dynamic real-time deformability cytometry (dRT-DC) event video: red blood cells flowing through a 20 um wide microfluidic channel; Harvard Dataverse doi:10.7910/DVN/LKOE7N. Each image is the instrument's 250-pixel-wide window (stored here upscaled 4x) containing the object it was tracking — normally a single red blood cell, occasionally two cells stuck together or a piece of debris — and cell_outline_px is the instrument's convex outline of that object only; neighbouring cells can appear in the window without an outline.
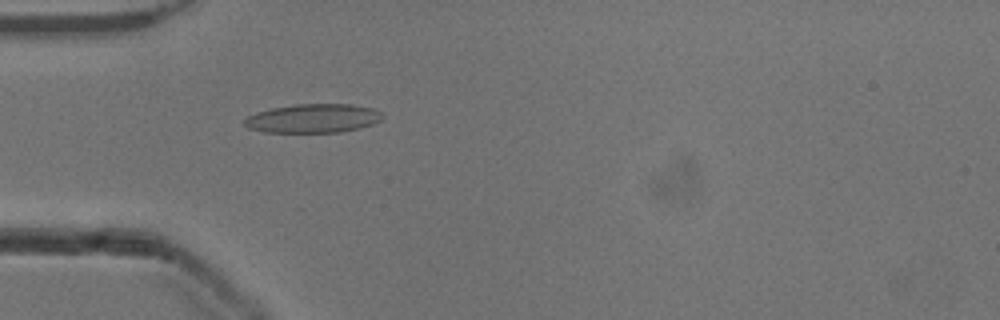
{"species": "common noctule bat (a hibernating species)", "species_latin": "Nyctalus noctula", "temperature_condition": "cold", "stored_images_in_passage": 46, "camera_frame_rate_fps": 3000, "um_per_image_px": 0.085, "animal": {"sex": "male", "body_mass_g": 13.3}, "frame": {"image": 1, "passage_image": 10, "time_ms": 3.0, "image_size_px": [1000, 320], "cell_outline_px": [[384, 116], [380, 120], [372, 124], [360, 128], [340, 132], [264, 132], [248, 128], [244, 124], [244, 120], [248, 116], [256, 112], [272, 108], [296, 104], [352, 104], [376, 108]], "centroid_in_image_um": [26.63, 10.05], "position_along_channel_um": 58.4, "area_um2": 23.29}}
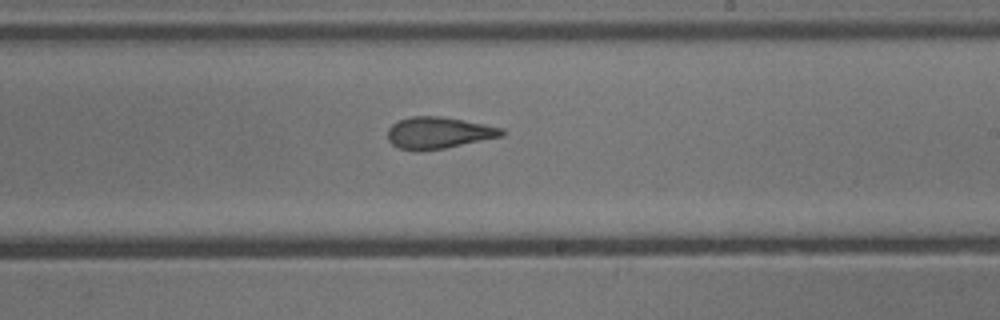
{"frame": {"image": 2, "passage_image": 25, "time_ms": 8.0, "image_size_px": [1000, 320], "cell_outline_px": [[504, 136], [444, 148], [416, 152], [400, 148], [392, 144], [388, 140], [388, 128], [392, 124], [400, 120], [412, 116], [440, 116], [464, 120], [504, 128]], "centroid_in_image_um": [37.27, 11.29], "position_along_channel_um": 251.7, "area_um2": 21.1}}
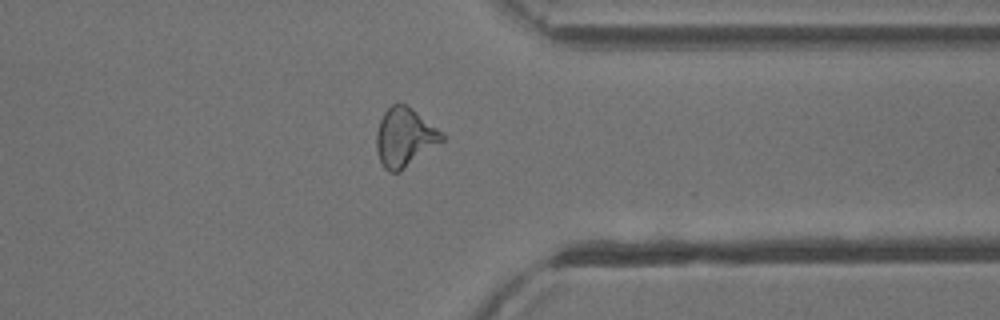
{"frame": {"image": 3, "passage_image": 35, "time_ms": 11.333, "image_size_px": [1000, 320], "cell_outline_px": [[444, 140], [400, 172], [388, 172], [384, 168], [376, 152], [376, 132], [380, 120], [384, 112], [392, 104], [408, 104], [444, 132]], "centroid_in_image_um": [34.4, 11.66], "position_along_channel_um": 377.0, "area_um2": 22.72}, "authors_computed_cell_mechanics": {"area_um2": 22.1085, "velocity_mm_per_s": 3.9268, "shape_relaxation_time_tau1_ms": null, "shape_relaxation_time_tau2_ms": 2.1921, "deformation_change_tau1": null, "deformation_change_tau2": 0.1047}}